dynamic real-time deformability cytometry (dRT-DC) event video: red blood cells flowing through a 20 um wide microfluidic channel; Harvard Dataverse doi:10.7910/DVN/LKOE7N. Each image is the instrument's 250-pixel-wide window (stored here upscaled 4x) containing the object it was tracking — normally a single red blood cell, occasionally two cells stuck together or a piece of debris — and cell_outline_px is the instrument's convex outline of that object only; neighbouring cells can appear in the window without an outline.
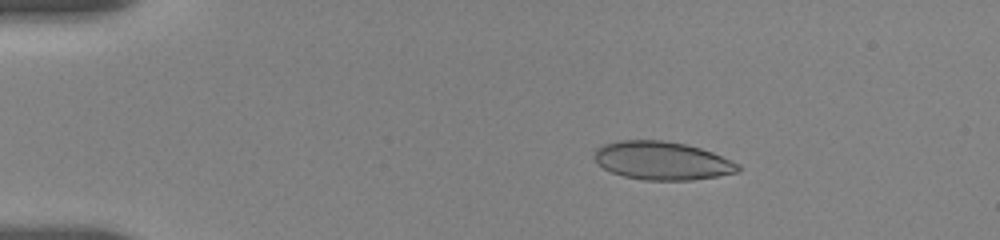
{"species": "human", "species_latin": "Homo sapiens", "temperature_condition": "room temperature", "stored_images_in_passage": 19, "camera_frame_rate_fps": 3000, "um_per_image_px": 0.085, "donor": {"sex": "female"}, "frame": {"image": 1, "passage_image": 5, "time_ms": 2.333, "image_size_px": [1000, 240], "cell_outline_px": [[740, 172], [692, 180], [644, 180], [624, 176], [612, 172], [604, 168], [592, 156], [596, 148], [604, 144], [620, 140], [660, 140], [684, 144], [700, 148], [712, 152], [740, 164]], "centroid_in_image_um": [56.28, 13.66], "position_along_channel_um": 28.7, "area_um2": 31.96}}
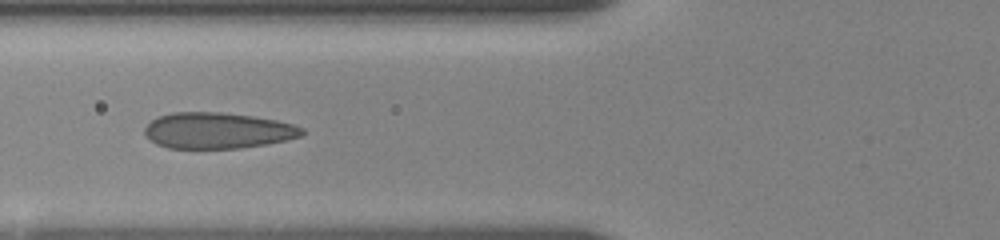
{"frame": {"image": 2, "passage_image": 13, "time_ms": 6.333, "image_size_px": [1000, 240], "cell_outline_px": [[304, 132], [300, 136], [268, 144], [240, 148], [168, 148], [156, 144], [144, 132], [144, 128], [156, 116], [172, 112], [220, 112], [252, 116], [276, 120], [292, 124], [304, 128]], "centroid_in_image_um": [18.48, 11.09], "position_along_channel_um": 107.3, "area_um2": 32.95}}
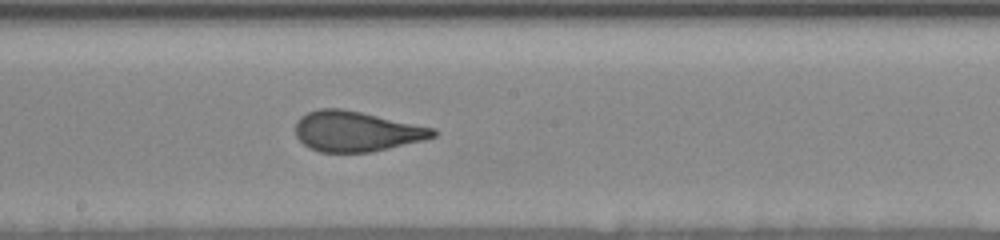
{"frame": {"image": 3, "passage_image": 19, "time_ms": 9.333, "image_size_px": [1000, 240], "cell_outline_px": [[440, 132], [436, 136], [424, 140], [372, 152], [320, 152], [308, 148], [296, 136], [296, 120], [300, 116], [308, 112], [320, 108], [340, 108], [360, 112], [436, 128]], "centroid_in_image_um": [30.3, 11.17], "position_along_channel_um": 217.9, "area_um2": 32.43}}